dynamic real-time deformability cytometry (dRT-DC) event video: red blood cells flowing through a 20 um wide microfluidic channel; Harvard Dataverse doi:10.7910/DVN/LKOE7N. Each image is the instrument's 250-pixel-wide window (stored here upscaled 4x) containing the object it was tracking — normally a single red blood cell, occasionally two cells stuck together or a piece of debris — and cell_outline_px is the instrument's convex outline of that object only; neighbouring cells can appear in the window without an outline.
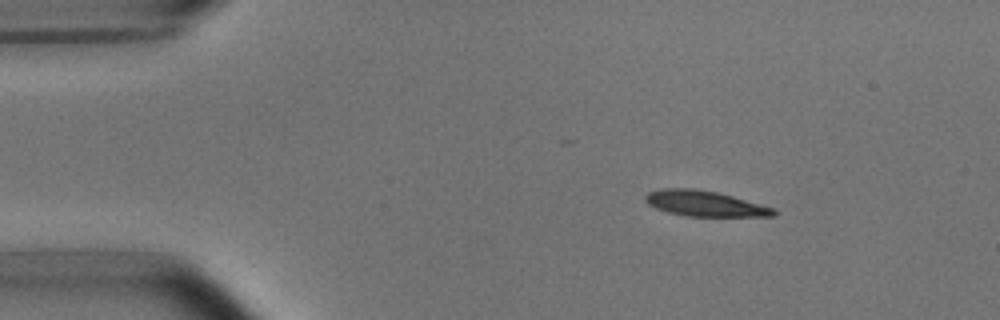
{"species": "common noctule bat (a hibernating species)", "species_latin": "Nyctalus noctula", "temperature_condition": "room temperature", "stored_images_in_passage": 4, "camera_frame_rate_fps": 3000, "um_per_image_px": 0.085, "animal": {"sex": "male", "body_mass_g": 15.6}, "frame": {"image": 1, "passage_image": 2, "time_ms": 0.333, "image_size_px": [1000, 320], "cell_outline_px": [[776, 216], [688, 216], [668, 212], [656, 208], [648, 204], [644, 200], [644, 196], [648, 192], [660, 188], [692, 188], [716, 192], [732, 196], [772, 208], [776, 212]], "centroid_in_image_um": [59.83, 17.29], "position_along_channel_um": 25.2, "area_um2": 18.84}}